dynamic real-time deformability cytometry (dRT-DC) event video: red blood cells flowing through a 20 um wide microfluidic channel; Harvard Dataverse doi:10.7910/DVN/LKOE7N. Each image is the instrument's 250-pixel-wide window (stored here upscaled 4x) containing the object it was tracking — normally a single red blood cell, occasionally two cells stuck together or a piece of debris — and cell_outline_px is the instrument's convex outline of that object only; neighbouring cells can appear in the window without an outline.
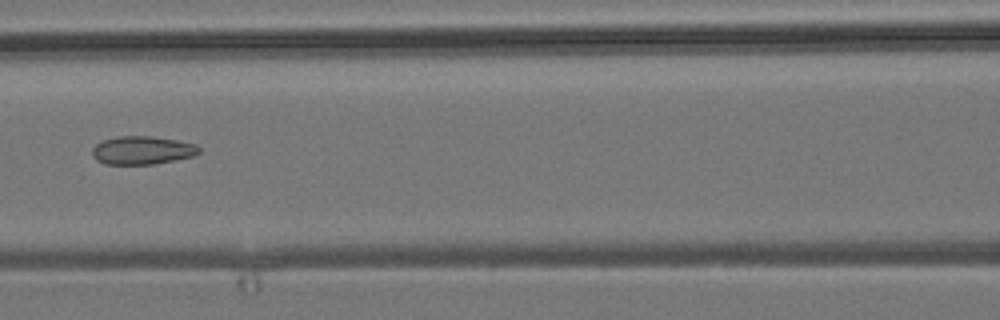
{"species": "common noctule bat (a hibernating species)", "species_latin": "Nyctalus noctula", "temperature_condition": "room temperature", "stored_images_in_passage": 6, "camera_frame_rate_fps": 3000, "um_per_image_px": 0.085, "animal": {"sex": "male", "body_mass_g": 19.2, "forearm_length_mm": 51.8}, "frame": {"image": 1, "passage_image": 5, "time_ms": 6.667, "image_size_px": [1000, 320], "cell_outline_px": [[200, 152], [192, 156], [152, 164], [104, 164], [96, 160], [92, 156], [92, 148], [96, 144], [104, 140], [120, 136], [152, 136], [176, 140], [196, 144], [200, 148]], "centroid_in_image_um": [12.06, 12.77], "position_along_channel_um": 154.5, "area_um2": 17.46}}
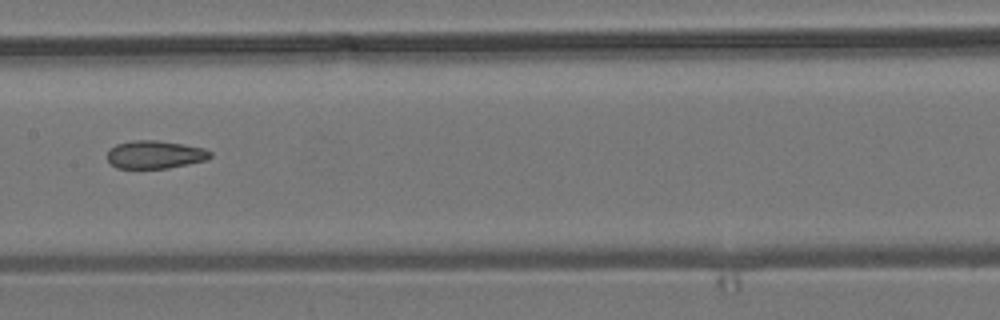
{"frame": {"image": 2, "passage_image": 6, "time_ms": 7.667, "image_size_px": [1000, 320], "cell_outline_px": [[212, 156], [208, 160], [168, 168], [116, 168], [108, 160], [108, 148], [116, 144], [132, 140], [156, 140], [184, 144], [204, 148], [212, 152]], "centroid_in_image_um": [13.19, 13.13], "position_along_channel_um": 194.2, "area_um2": 16.94}}